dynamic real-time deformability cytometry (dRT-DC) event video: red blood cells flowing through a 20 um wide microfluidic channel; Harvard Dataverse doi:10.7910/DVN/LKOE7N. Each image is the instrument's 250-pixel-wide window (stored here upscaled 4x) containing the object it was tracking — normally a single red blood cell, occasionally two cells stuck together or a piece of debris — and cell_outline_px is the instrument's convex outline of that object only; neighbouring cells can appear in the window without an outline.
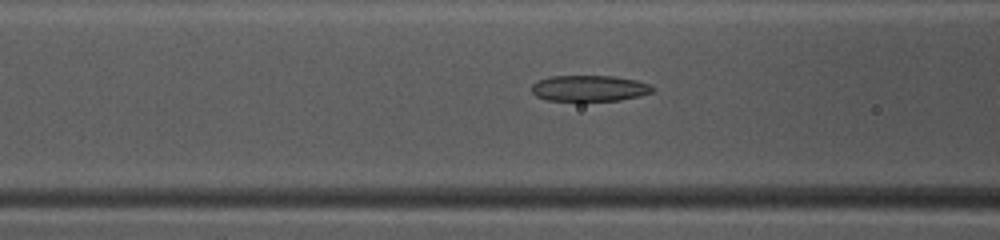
{"species": "common noctule bat (a hibernating species)", "species_latin": "Nyctalus noctula", "temperature_condition": "warm", "stored_images_in_passage": 34, "camera_frame_rate_fps": 3000, "um_per_image_px": 0.085, "animal": {"sex": "female", "body_mass_g": 10.0, "forearm_length_mm": 53.1}, "frame": {"image": 1, "passage_image": 5, "time_ms": 1.333, "image_size_px": [1000, 240], "cell_outline_px": [[656, 88], [652, 92], [640, 96], [620, 100], [548, 100], [536, 96], [532, 92], [532, 84], [548, 76], [612, 76], [636, 80], [652, 84]], "centroid_in_image_um": [50.14, 7.49], "position_along_channel_um": 116.5, "area_um2": 18.26}}
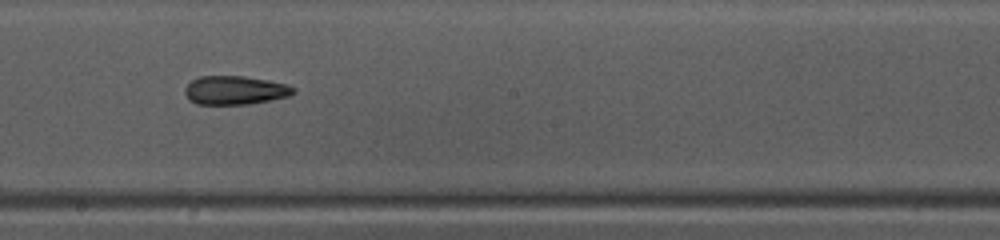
{"frame": {"image": 2, "passage_image": 13, "time_ms": 4.0, "image_size_px": [1000, 240], "cell_outline_px": [[296, 92], [288, 96], [272, 100], [248, 104], [196, 104], [188, 100], [184, 92], [184, 88], [192, 80], [200, 76], [244, 76], [268, 80], [288, 84], [296, 88]], "centroid_in_image_um": [19.98, 7.67], "position_along_channel_um": 228.2, "area_um2": 18.32}}
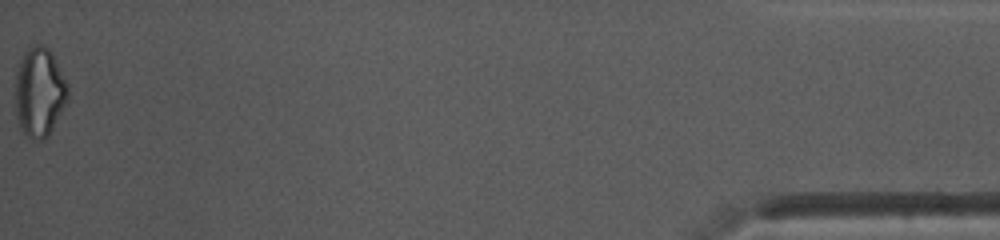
{"frame": {"image": 3, "passage_image": 34, "time_ms": 11.0, "image_size_px": [1000, 240], "cell_outline_px": [[68, 100], [48, 136], [40, 140], [32, 140], [20, 132], [16, 116], [16, 68], [24, 52], [28, 48], [36, 44], [44, 44], [52, 52], [68, 84]], "centroid_in_image_um": [3.34, 7.84], "position_along_channel_um": 431.9, "area_um2": 27.74}, "authors_computed_cell_mechanics": {"area_um2": 18.4671, "velocity_mm_per_s": 4.1755, "shape_relaxation_time_tau1_ms": 7.942, "shape_relaxation_time_tau2_ms": 3.3863, "deformation_change_tau1": 0.196, "deformation_change_tau2": 0.1321}}